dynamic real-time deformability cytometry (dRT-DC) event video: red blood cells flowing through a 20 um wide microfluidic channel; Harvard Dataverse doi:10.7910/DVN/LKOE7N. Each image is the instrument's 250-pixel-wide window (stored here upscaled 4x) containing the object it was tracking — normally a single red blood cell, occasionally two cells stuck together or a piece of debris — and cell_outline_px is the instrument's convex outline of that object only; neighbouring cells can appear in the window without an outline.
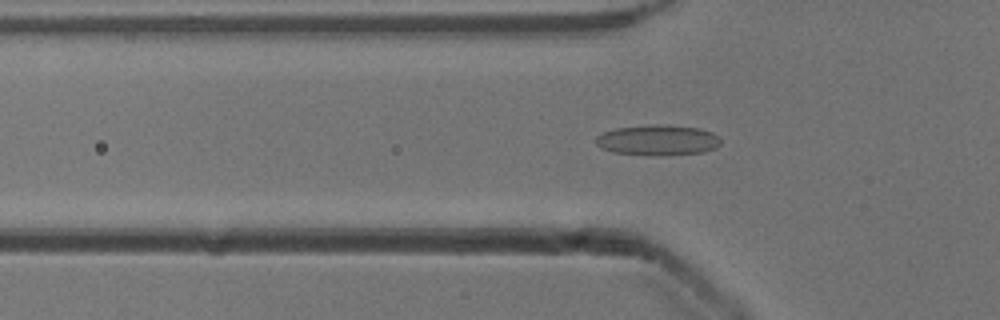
{"species": "common noctule bat (a hibernating species)", "species_latin": "Nyctalus noctula", "temperature_condition": "cold", "stored_images_in_passage": 52, "camera_frame_rate_fps": 3000, "um_per_image_px": 0.085, "animal": {"sex": "male", "body_mass_g": 13.3}, "frame": {"image": 1, "passage_image": 17, "time_ms": 5.333, "image_size_px": [1000, 320], "cell_outline_px": [[720, 144], [716, 148], [704, 152], [660, 156], [612, 152], [600, 148], [596, 144], [596, 136], [604, 132], [616, 128], [656, 124], [660, 124], [700, 128], [712, 132], [720, 140]], "centroid_in_image_um": [55.91, 11.92], "position_along_channel_um": 69.9, "area_um2": 22.25}}
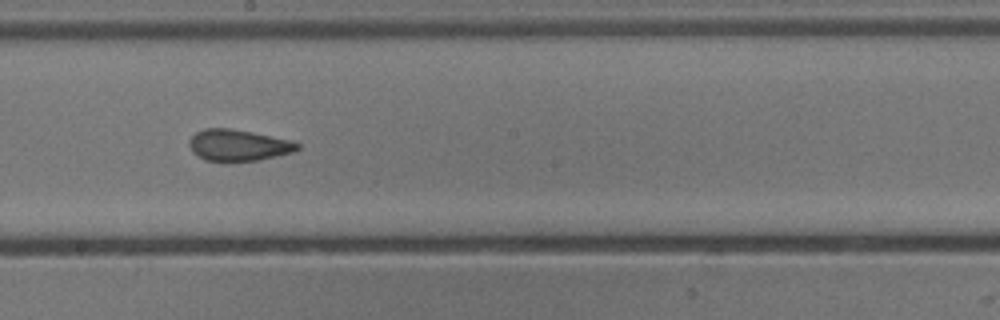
{"frame": {"image": 2, "passage_image": 29, "time_ms": 9.333, "image_size_px": [1000, 320], "cell_outline_px": [[300, 148], [292, 152], [256, 160], [204, 160], [196, 156], [192, 152], [188, 144], [188, 140], [196, 132], [204, 128], [228, 128], [252, 132], [288, 140], [300, 144]], "centroid_in_image_um": [20.19, 12.33], "position_along_channel_um": 228.0, "area_um2": 19.42}}
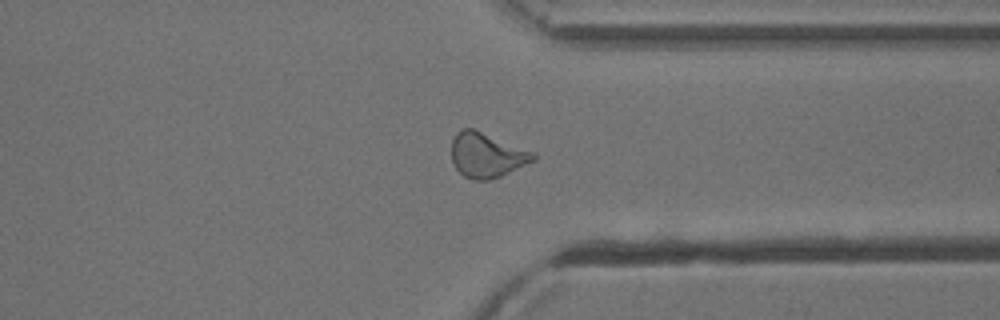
{"frame": {"image": 3, "passage_image": 40, "time_ms": 13.0, "image_size_px": [1000, 320], "cell_outline_px": [[536, 160], [500, 176], [488, 180], [472, 180], [464, 176], [452, 164], [452, 140], [456, 132], [464, 128], [472, 128], [536, 152]], "centroid_in_image_um": [41.38, 13.18], "position_along_channel_um": 370.0, "area_um2": 21.39}, "authors_computed_cell_mechanics": {"area_um2": 21.1837, "velocity_mm_per_s": 3.9164, "shape_relaxation_time_tau1_ms": 9.7737, "shape_relaxation_time_tau2_ms": 1.3677, "deformation_change_tau1": 0.1994, "deformation_change_tau2": 0.0779}}